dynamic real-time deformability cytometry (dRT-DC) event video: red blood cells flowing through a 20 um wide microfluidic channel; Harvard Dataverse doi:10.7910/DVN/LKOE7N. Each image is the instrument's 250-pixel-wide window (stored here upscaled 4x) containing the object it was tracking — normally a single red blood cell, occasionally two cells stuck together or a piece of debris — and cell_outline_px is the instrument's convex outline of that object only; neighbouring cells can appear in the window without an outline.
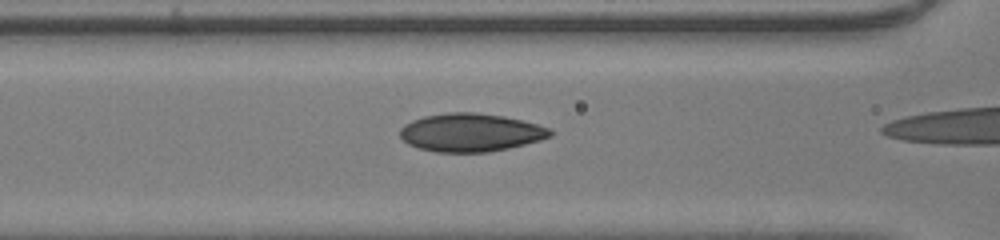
{"species": "human", "species_latin": "Homo sapiens", "temperature_condition": "room temperature", "stored_images_in_passage": 21, "camera_frame_rate_fps": 3000, "um_per_image_px": 0.085, "donor": {"sex": "male"}, "frame": {"image": 1, "passage_image": 19, "time_ms": 6.0, "image_size_px": [1000, 240], "cell_outline_px": [[552, 136], [540, 140], [508, 148], [488, 152], [436, 152], [420, 148], [408, 144], [400, 136], [400, 128], [404, 124], [412, 120], [424, 116], [448, 112], [476, 112], [504, 116], [536, 124], [548, 128], [552, 132]], "centroid_in_image_um": [39.98, 11.26], "position_along_channel_um": 126.6, "area_um2": 33.29}}